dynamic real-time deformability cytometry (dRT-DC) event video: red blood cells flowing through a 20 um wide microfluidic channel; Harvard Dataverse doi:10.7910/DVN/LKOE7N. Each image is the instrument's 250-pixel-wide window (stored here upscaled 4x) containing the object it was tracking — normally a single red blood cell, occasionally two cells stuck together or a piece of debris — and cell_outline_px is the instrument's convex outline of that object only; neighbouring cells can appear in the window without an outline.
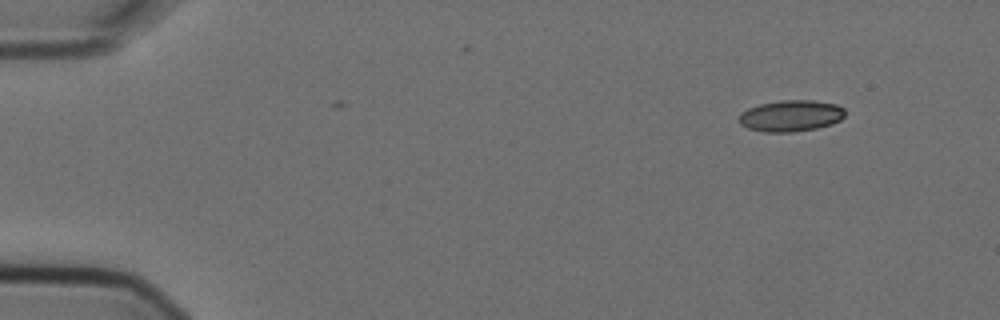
{"species": "Egyptian fruit bat (a non-hibernating species)", "species_latin": "Rousettus aegyptiacus", "temperature_condition": "cold", "stored_images_in_passage": 2, "camera_frame_rate_fps": 3000, "um_per_image_px": 0.085, "animal": {"sex": "female"}, "frame": {"image": 1, "passage_image": 2, "time_ms": 0.333, "image_size_px": [1000, 320], "cell_outline_px": [[844, 116], [840, 120], [832, 124], [816, 128], [792, 132], [764, 132], [748, 128], [740, 124], [740, 112], [748, 108], [760, 104], [780, 100], [812, 100], [836, 104], [844, 108]], "centroid_in_image_um": [67.22, 9.84], "position_along_channel_um": 17.8, "area_um2": 19.36}}